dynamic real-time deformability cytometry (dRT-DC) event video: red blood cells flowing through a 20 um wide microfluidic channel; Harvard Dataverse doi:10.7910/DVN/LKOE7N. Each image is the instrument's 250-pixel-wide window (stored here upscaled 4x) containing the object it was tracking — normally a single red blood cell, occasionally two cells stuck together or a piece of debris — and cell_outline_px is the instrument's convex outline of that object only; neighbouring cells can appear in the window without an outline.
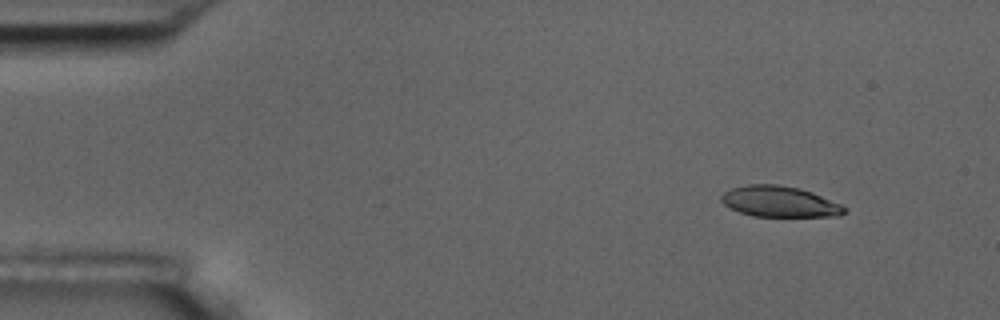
{"species": "common noctule bat (a hibernating species)", "species_latin": "Nyctalus noctula", "temperature_condition": "room temperature", "stored_images_in_passage": 4, "camera_frame_rate_fps": 3000, "um_per_image_px": 0.085, "animal": {"sex": "male", "body_mass_g": 17.5, "forearm_length_mm": 52.3}, "frame": {"image": 1, "passage_image": 1, "time_ms": 0.0, "image_size_px": [1000, 320], "cell_outline_px": [[848, 212], [840, 216], [752, 216], [740, 212], [724, 204], [720, 200], [720, 196], [724, 192], [732, 188], [748, 184], [776, 184], [800, 188], [812, 192], [840, 204], [848, 208]], "centroid_in_image_um": [66.28, 17.13], "position_along_channel_um": 18.7, "area_um2": 22.14}}
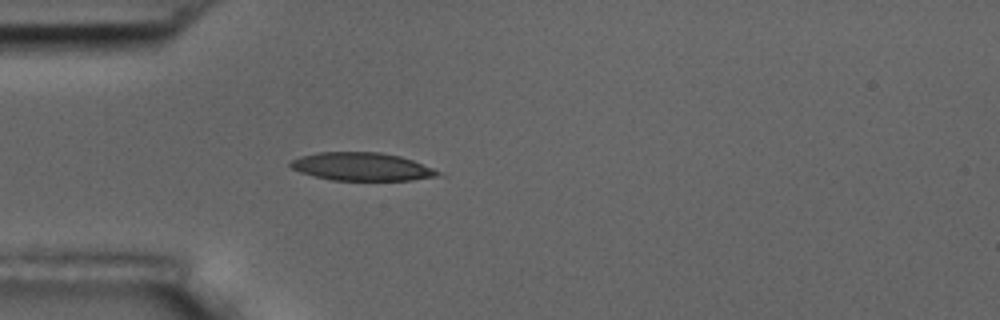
{"frame": {"image": 2, "passage_image": 4, "time_ms": 3.333, "image_size_px": [1000, 320], "cell_outline_px": [[448, 176], [412, 180], [332, 180], [300, 172], [292, 168], [288, 164], [292, 160], [300, 156], [316, 152], [380, 152], [400, 156], [412, 160], [432, 168]], "centroid_in_image_um": [30.8, 14.17], "position_along_channel_um": 54.2, "area_um2": 24.22}}